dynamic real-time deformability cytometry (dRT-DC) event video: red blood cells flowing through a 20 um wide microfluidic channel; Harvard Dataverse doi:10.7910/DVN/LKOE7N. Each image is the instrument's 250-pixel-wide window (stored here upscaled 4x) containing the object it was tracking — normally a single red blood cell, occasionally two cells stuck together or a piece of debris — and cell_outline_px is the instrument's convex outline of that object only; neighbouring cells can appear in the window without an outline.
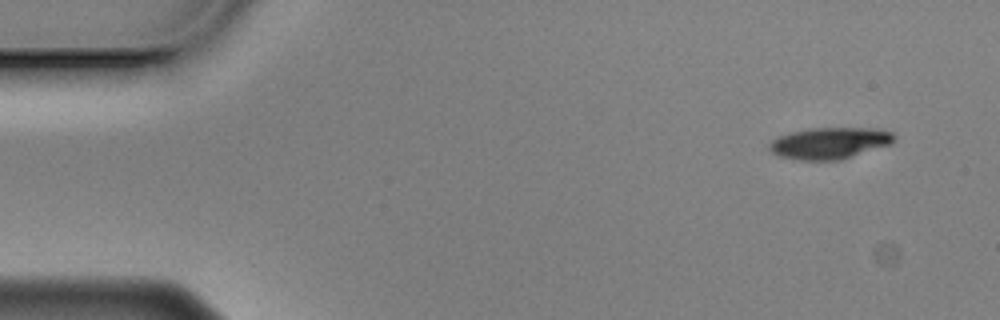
{"species": "Egyptian fruit bat (a non-hibernating species)", "species_latin": "Rousettus aegyptiacus", "temperature_condition": "cold", "stored_images_in_passage": 54, "camera_frame_rate_fps": 3000, "um_per_image_px": 0.085, "animal": {"sex": "male"}, "frame": {"image": 1, "passage_image": 1, "time_ms": 0.0, "image_size_px": [1000, 320], "cell_outline_px": [[896, 136], [892, 144], [840, 160], [800, 160], [776, 156], [768, 148], [768, 144], [772, 140], [780, 136], [792, 132], [808, 128], [876, 128], [892, 132]], "centroid_in_image_um": [70.52, 12.17], "position_along_channel_um": 14.5, "area_um2": 23.06}}
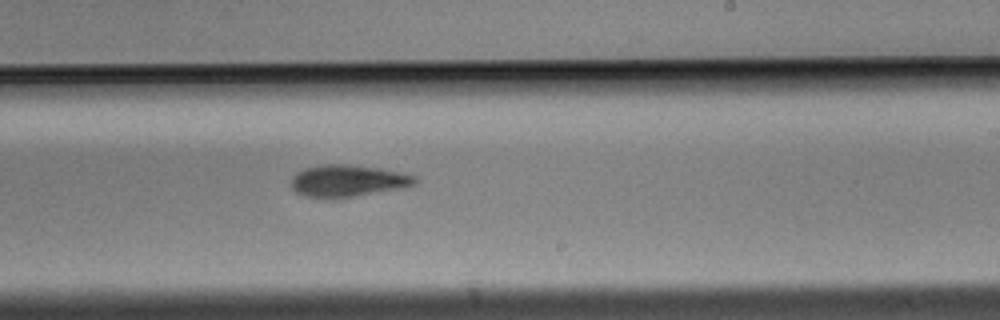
{"frame": {"image": 2, "passage_image": 31, "time_ms": 10.0, "image_size_px": [1000, 320], "cell_outline_px": [[416, 184], [396, 188], [352, 196], [308, 196], [296, 192], [292, 188], [292, 176], [296, 172], [304, 168], [320, 164], [348, 164], [380, 168], [404, 172], [416, 176]], "centroid_in_image_um": [29.55, 15.31], "position_along_channel_um": 259.4, "area_um2": 22.37}}
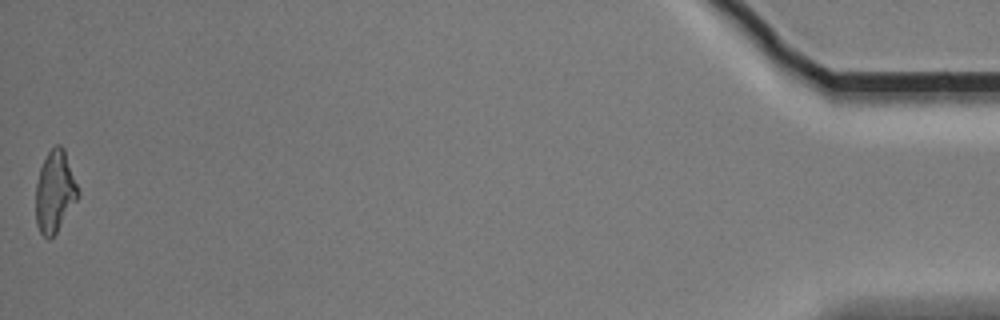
{"frame": {"image": 3, "passage_image": 54, "time_ms": 17.667, "image_size_px": [1000, 320], "cell_outline_px": [[80, 196], [56, 232], [48, 240], [40, 232], [36, 224], [36, 184], [40, 168], [48, 152], [56, 144], [60, 144], [64, 148], [80, 192]], "centroid_in_image_um": [4.67, 16.28], "position_along_channel_um": 430.5, "area_um2": 20.06}, "authors_computed_cell_mechanics": {"area_um2": 22.9755, "velocity_mm_per_s": 3.4957, "shape_relaxation_time_tau1_ms": 4.2094, "shape_relaxation_time_tau2_ms": 6.7055, "deformation_change_tau1": 0.1279, "deformation_change_tau2": 0.1703}}